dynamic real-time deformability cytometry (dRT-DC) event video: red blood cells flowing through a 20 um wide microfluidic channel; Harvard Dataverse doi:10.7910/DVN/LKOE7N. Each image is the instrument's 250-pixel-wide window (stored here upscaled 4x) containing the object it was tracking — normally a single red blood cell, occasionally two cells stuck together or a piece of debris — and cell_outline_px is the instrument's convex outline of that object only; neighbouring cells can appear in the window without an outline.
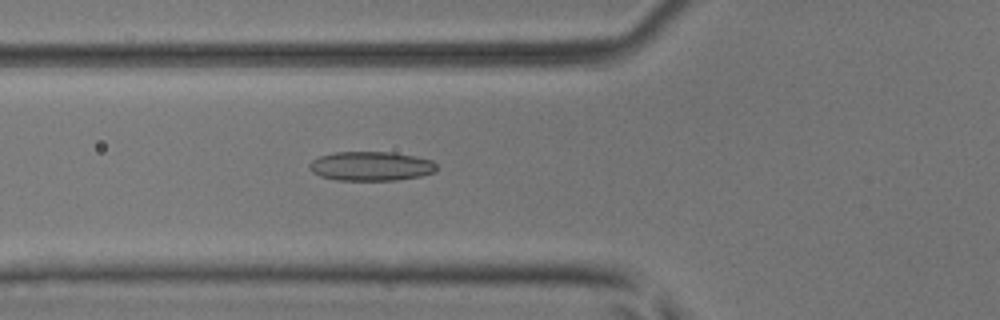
{"species": "common noctule bat (a hibernating species)", "species_latin": "Nyctalus noctula", "temperature_condition": "room temperature", "stored_images_in_passage": 40, "camera_frame_rate_fps": 3000, "um_per_image_px": 0.085, "animal": {"sex": "male", "body_mass_g": 17.9, "forearm_length_mm": 54.2}, "frame": {"image": 1, "passage_image": 8, "time_ms": 2.333, "image_size_px": [1000, 320], "cell_outline_px": [[436, 172], [420, 176], [396, 180], [336, 180], [320, 176], [312, 172], [308, 168], [308, 164], [312, 160], [320, 156], [336, 152], [392, 152], [416, 156], [432, 160], [436, 164]], "centroid_in_image_um": [31.53, 14.12], "position_along_channel_um": 94.3, "area_um2": 21.79}}
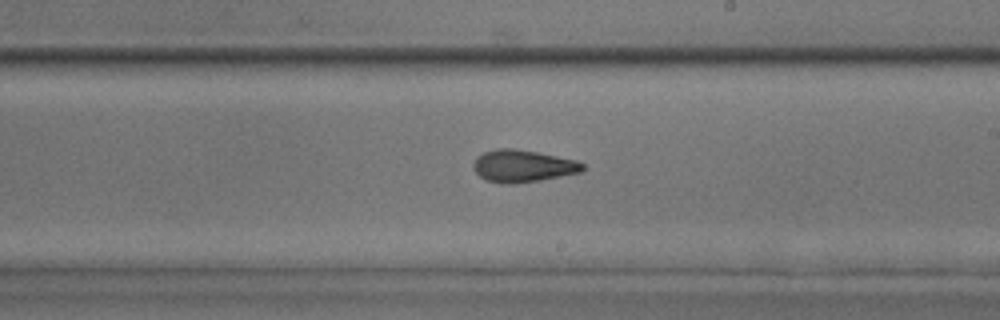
{"frame": {"image": 2, "passage_image": 19, "time_ms": 6.0, "image_size_px": [1000, 320], "cell_outline_px": [[584, 168], [580, 172], [540, 180], [512, 184], [500, 184], [488, 180], [480, 176], [476, 172], [472, 164], [476, 156], [484, 152], [496, 148], [512, 148], [536, 152], [576, 160], [584, 164]], "centroid_in_image_um": [44.4, 14.11], "position_along_channel_um": 244.6, "area_um2": 20.4}}
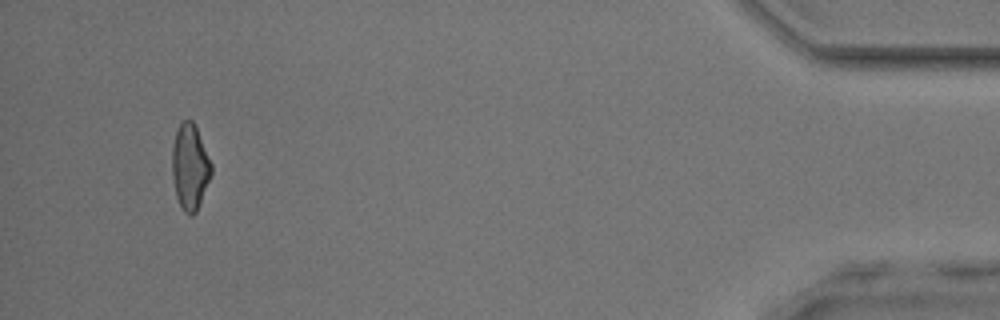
{"frame": {"image": 3, "passage_image": 37, "time_ms": 12.0, "image_size_px": [1000, 320], "cell_outline_px": [[212, 172], [196, 212], [192, 216], [184, 212], [176, 196], [172, 176], [172, 148], [176, 132], [180, 124], [184, 120], [192, 120], [196, 128], [212, 164]], "centroid_in_image_um": [16.14, 14.2], "position_along_channel_um": 419.1, "area_um2": 19.25}, "authors_computed_cell_mechanics": {"area_um2": 20.0855, "velocity_mm_per_s": 4.1068, "shape_relaxation_time_tau1_ms": null, "shape_relaxation_time_tau2_ms": 2.0394, "deformation_change_tau1": null, "deformation_change_tau2": 0.0936}}